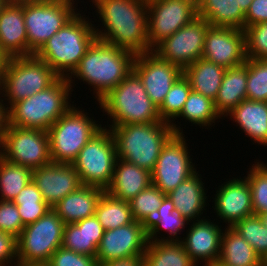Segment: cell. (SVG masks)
I'll use <instances>...</instances> for the list:
<instances>
[{
  "label": "cell",
  "instance_id": "obj_18",
  "mask_svg": "<svg viewBox=\"0 0 267 266\" xmlns=\"http://www.w3.org/2000/svg\"><path fill=\"white\" fill-rule=\"evenodd\" d=\"M202 58L226 69L245 63L244 30L210 26L205 36Z\"/></svg>",
  "mask_w": 267,
  "mask_h": 266
},
{
  "label": "cell",
  "instance_id": "obj_50",
  "mask_svg": "<svg viewBox=\"0 0 267 266\" xmlns=\"http://www.w3.org/2000/svg\"><path fill=\"white\" fill-rule=\"evenodd\" d=\"M8 107L9 106L4 103V98L1 99L0 97V131H7L9 125Z\"/></svg>",
  "mask_w": 267,
  "mask_h": 266
},
{
  "label": "cell",
  "instance_id": "obj_45",
  "mask_svg": "<svg viewBox=\"0 0 267 266\" xmlns=\"http://www.w3.org/2000/svg\"><path fill=\"white\" fill-rule=\"evenodd\" d=\"M46 266H98L95 257L76 253L59 247L50 257Z\"/></svg>",
  "mask_w": 267,
  "mask_h": 266
},
{
  "label": "cell",
  "instance_id": "obj_10",
  "mask_svg": "<svg viewBox=\"0 0 267 266\" xmlns=\"http://www.w3.org/2000/svg\"><path fill=\"white\" fill-rule=\"evenodd\" d=\"M74 3V0L24 1L28 56L36 54L77 13Z\"/></svg>",
  "mask_w": 267,
  "mask_h": 266
},
{
  "label": "cell",
  "instance_id": "obj_2",
  "mask_svg": "<svg viewBox=\"0 0 267 266\" xmlns=\"http://www.w3.org/2000/svg\"><path fill=\"white\" fill-rule=\"evenodd\" d=\"M134 58L133 52L96 38L67 79L70 84L74 81L72 76L85 81L99 101L132 71Z\"/></svg>",
  "mask_w": 267,
  "mask_h": 266
},
{
  "label": "cell",
  "instance_id": "obj_46",
  "mask_svg": "<svg viewBox=\"0 0 267 266\" xmlns=\"http://www.w3.org/2000/svg\"><path fill=\"white\" fill-rule=\"evenodd\" d=\"M10 264H12L11 266L18 265L17 238L10 233L0 231V266H9Z\"/></svg>",
  "mask_w": 267,
  "mask_h": 266
},
{
  "label": "cell",
  "instance_id": "obj_31",
  "mask_svg": "<svg viewBox=\"0 0 267 266\" xmlns=\"http://www.w3.org/2000/svg\"><path fill=\"white\" fill-rule=\"evenodd\" d=\"M188 221L182 214L175 209V206L169 196H165L161 206L158 208L157 214L154 219L147 225V241L148 242H158V241H180L179 236ZM160 229H162L170 234L167 239L158 238ZM178 236V237H177ZM173 237V238H172ZM176 238V239H174Z\"/></svg>",
  "mask_w": 267,
  "mask_h": 266
},
{
  "label": "cell",
  "instance_id": "obj_26",
  "mask_svg": "<svg viewBox=\"0 0 267 266\" xmlns=\"http://www.w3.org/2000/svg\"><path fill=\"white\" fill-rule=\"evenodd\" d=\"M254 143L267 146V102L241 101L229 114ZM256 141V142H255Z\"/></svg>",
  "mask_w": 267,
  "mask_h": 266
},
{
  "label": "cell",
  "instance_id": "obj_11",
  "mask_svg": "<svg viewBox=\"0 0 267 266\" xmlns=\"http://www.w3.org/2000/svg\"><path fill=\"white\" fill-rule=\"evenodd\" d=\"M117 159L115 141L105 125L86 143L72 164L82 185L106 190L111 184Z\"/></svg>",
  "mask_w": 267,
  "mask_h": 266
},
{
  "label": "cell",
  "instance_id": "obj_32",
  "mask_svg": "<svg viewBox=\"0 0 267 266\" xmlns=\"http://www.w3.org/2000/svg\"><path fill=\"white\" fill-rule=\"evenodd\" d=\"M143 266H197L181 241L148 242Z\"/></svg>",
  "mask_w": 267,
  "mask_h": 266
},
{
  "label": "cell",
  "instance_id": "obj_19",
  "mask_svg": "<svg viewBox=\"0 0 267 266\" xmlns=\"http://www.w3.org/2000/svg\"><path fill=\"white\" fill-rule=\"evenodd\" d=\"M32 180L50 207L82 185L73 164L65 163L52 162L33 169Z\"/></svg>",
  "mask_w": 267,
  "mask_h": 266
},
{
  "label": "cell",
  "instance_id": "obj_39",
  "mask_svg": "<svg viewBox=\"0 0 267 266\" xmlns=\"http://www.w3.org/2000/svg\"><path fill=\"white\" fill-rule=\"evenodd\" d=\"M232 228L238 232L262 258L267 253V228L259 215H251L236 222Z\"/></svg>",
  "mask_w": 267,
  "mask_h": 266
},
{
  "label": "cell",
  "instance_id": "obj_21",
  "mask_svg": "<svg viewBox=\"0 0 267 266\" xmlns=\"http://www.w3.org/2000/svg\"><path fill=\"white\" fill-rule=\"evenodd\" d=\"M221 226L206 218L193 221L185 239H181L186 253L197 264L201 260L208 266L218 261L220 257L222 229Z\"/></svg>",
  "mask_w": 267,
  "mask_h": 266
},
{
  "label": "cell",
  "instance_id": "obj_33",
  "mask_svg": "<svg viewBox=\"0 0 267 266\" xmlns=\"http://www.w3.org/2000/svg\"><path fill=\"white\" fill-rule=\"evenodd\" d=\"M95 216L105 231L128 225L134 221L129 202L114 198L106 191L97 204Z\"/></svg>",
  "mask_w": 267,
  "mask_h": 266
},
{
  "label": "cell",
  "instance_id": "obj_15",
  "mask_svg": "<svg viewBox=\"0 0 267 266\" xmlns=\"http://www.w3.org/2000/svg\"><path fill=\"white\" fill-rule=\"evenodd\" d=\"M209 27L210 24L198 16L162 41L153 52L162 60L184 70L202 58L205 36Z\"/></svg>",
  "mask_w": 267,
  "mask_h": 266
},
{
  "label": "cell",
  "instance_id": "obj_5",
  "mask_svg": "<svg viewBox=\"0 0 267 266\" xmlns=\"http://www.w3.org/2000/svg\"><path fill=\"white\" fill-rule=\"evenodd\" d=\"M98 102L110 120L112 118L109 128L161 121L158 107L150 100L141 78L133 69Z\"/></svg>",
  "mask_w": 267,
  "mask_h": 266
},
{
  "label": "cell",
  "instance_id": "obj_27",
  "mask_svg": "<svg viewBox=\"0 0 267 266\" xmlns=\"http://www.w3.org/2000/svg\"><path fill=\"white\" fill-rule=\"evenodd\" d=\"M247 59L246 62L225 71L214 106L220 117L229 114L241 101L247 99Z\"/></svg>",
  "mask_w": 267,
  "mask_h": 266
},
{
  "label": "cell",
  "instance_id": "obj_25",
  "mask_svg": "<svg viewBox=\"0 0 267 266\" xmlns=\"http://www.w3.org/2000/svg\"><path fill=\"white\" fill-rule=\"evenodd\" d=\"M202 178L196 171L188 179L181 182L173 191L167 194L172 200L175 209H177L183 217L191 222L201 217L206 207V190ZM197 217V218H196Z\"/></svg>",
  "mask_w": 267,
  "mask_h": 266
},
{
  "label": "cell",
  "instance_id": "obj_53",
  "mask_svg": "<svg viewBox=\"0 0 267 266\" xmlns=\"http://www.w3.org/2000/svg\"><path fill=\"white\" fill-rule=\"evenodd\" d=\"M253 0H238L239 6L244 14L248 11V8Z\"/></svg>",
  "mask_w": 267,
  "mask_h": 266
},
{
  "label": "cell",
  "instance_id": "obj_55",
  "mask_svg": "<svg viewBox=\"0 0 267 266\" xmlns=\"http://www.w3.org/2000/svg\"><path fill=\"white\" fill-rule=\"evenodd\" d=\"M261 266H267V253L261 258Z\"/></svg>",
  "mask_w": 267,
  "mask_h": 266
},
{
  "label": "cell",
  "instance_id": "obj_58",
  "mask_svg": "<svg viewBox=\"0 0 267 266\" xmlns=\"http://www.w3.org/2000/svg\"><path fill=\"white\" fill-rule=\"evenodd\" d=\"M17 266H46V265H17Z\"/></svg>",
  "mask_w": 267,
  "mask_h": 266
},
{
  "label": "cell",
  "instance_id": "obj_4",
  "mask_svg": "<svg viewBox=\"0 0 267 266\" xmlns=\"http://www.w3.org/2000/svg\"><path fill=\"white\" fill-rule=\"evenodd\" d=\"M83 16L77 12L35 54L60 77L68 78L72 74L97 38L94 24Z\"/></svg>",
  "mask_w": 267,
  "mask_h": 266
},
{
  "label": "cell",
  "instance_id": "obj_51",
  "mask_svg": "<svg viewBox=\"0 0 267 266\" xmlns=\"http://www.w3.org/2000/svg\"><path fill=\"white\" fill-rule=\"evenodd\" d=\"M8 59L9 58L0 49V82H1V79L3 77V73L5 71Z\"/></svg>",
  "mask_w": 267,
  "mask_h": 266
},
{
  "label": "cell",
  "instance_id": "obj_34",
  "mask_svg": "<svg viewBox=\"0 0 267 266\" xmlns=\"http://www.w3.org/2000/svg\"><path fill=\"white\" fill-rule=\"evenodd\" d=\"M191 91L192 89L188 79L184 76V74H182L175 81L166 95L164 102L158 108L161 121L171 124L175 134H183V130H181L180 126H177L172 121H175L176 118H179L182 108Z\"/></svg>",
  "mask_w": 267,
  "mask_h": 266
},
{
  "label": "cell",
  "instance_id": "obj_20",
  "mask_svg": "<svg viewBox=\"0 0 267 266\" xmlns=\"http://www.w3.org/2000/svg\"><path fill=\"white\" fill-rule=\"evenodd\" d=\"M244 178H232L216 191L214 210L217 217L228 223V227H232L245 217L254 215L251 189L247 178Z\"/></svg>",
  "mask_w": 267,
  "mask_h": 266
},
{
  "label": "cell",
  "instance_id": "obj_16",
  "mask_svg": "<svg viewBox=\"0 0 267 266\" xmlns=\"http://www.w3.org/2000/svg\"><path fill=\"white\" fill-rule=\"evenodd\" d=\"M133 70L141 78L150 100L158 108L175 81L183 74L181 68L162 60L153 51L135 55Z\"/></svg>",
  "mask_w": 267,
  "mask_h": 266
},
{
  "label": "cell",
  "instance_id": "obj_7",
  "mask_svg": "<svg viewBox=\"0 0 267 266\" xmlns=\"http://www.w3.org/2000/svg\"><path fill=\"white\" fill-rule=\"evenodd\" d=\"M60 76L35 54L9 58L0 82V94L11 107L53 85Z\"/></svg>",
  "mask_w": 267,
  "mask_h": 266
},
{
  "label": "cell",
  "instance_id": "obj_49",
  "mask_svg": "<svg viewBox=\"0 0 267 266\" xmlns=\"http://www.w3.org/2000/svg\"><path fill=\"white\" fill-rule=\"evenodd\" d=\"M98 266H143V256H135L118 260H111Z\"/></svg>",
  "mask_w": 267,
  "mask_h": 266
},
{
  "label": "cell",
  "instance_id": "obj_38",
  "mask_svg": "<svg viewBox=\"0 0 267 266\" xmlns=\"http://www.w3.org/2000/svg\"><path fill=\"white\" fill-rule=\"evenodd\" d=\"M166 195L152 184L129 201L132 217L146 226L154 219Z\"/></svg>",
  "mask_w": 267,
  "mask_h": 266
},
{
  "label": "cell",
  "instance_id": "obj_17",
  "mask_svg": "<svg viewBox=\"0 0 267 266\" xmlns=\"http://www.w3.org/2000/svg\"><path fill=\"white\" fill-rule=\"evenodd\" d=\"M147 226L138 221L106 230L97 248L98 264L111 260L143 256L147 247Z\"/></svg>",
  "mask_w": 267,
  "mask_h": 266
},
{
  "label": "cell",
  "instance_id": "obj_30",
  "mask_svg": "<svg viewBox=\"0 0 267 266\" xmlns=\"http://www.w3.org/2000/svg\"><path fill=\"white\" fill-rule=\"evenodd\" d=\"M220 257L225 266H261V257L232 227L223 230Z\"/></svg>",
  "mask_w": 267,
  "mask_h": 266
},
{
  "label": "cell",
  "instance_id": "obj_44",
  "mask_svg": "<svg viewBox=\"0 0 267 266\" xmlns=\"http://www.w3.org/2000/svg\"><path fill=\"white\" fill-rule=\"evenodd\" d=\"M23 228L17 205L13 201L0 200V231L18 238Z\"/></svg>",
  "mask_w": 267,
  "mask_h": 266
},
{
  "label": "cell",
  "instance_id": "obj_57",
  "mask_svg": "<svg viewBox=\"0 0 267 266\" xmlns=\"http://www.w3.org/2000/svg\"><path fill=\"white\" fill-rule=\"evenodd\" d=\"M208 266H225V265H223V264H221L219 261H217V262H215V263H213V264H210V265H208Z\"/></svg>",
  "mask_w": 267,
  "mask_h": 266
},
{
  "label": "cell",
  "instance_id": "obj_56",
  "mask_svg": "<svg viewBox=\"0 0 267 266\" xmlns=\"http://www.w3.org/2000/svg\"><path fill=\"white\" fill-rule=\"evenodd\" d=\"M7 2H8V0H0V12L3 9V7L6 5Z\"/></svg>",
  "mask_w": 267,
  "mask_h": 266
},
{
  "label": "cell",
  "instance_id": "obj_41",
  "mask_svg": "<svg viewBox=\"0 0 267 266\" xmlns=\"http://www.w3.org/2000/svg\"><path fill=\"white\" fill-rule=\"evenodd\" d=\"M247 174L255 215L267 213V165L255 162Z\"/></svg>",
  "mask_w": 267,
  "mask_h": 266
},
{
  "label": "cell",
  "instance_id": "obj_12",
  "mask_svg": "<svg viewBox=\"0 0 267 266\" xmlns=\"http://www.w3.org/2000/svg\"><path fill=\"white\" fill-rule=\"evenodd\" d=\"M196 17L197 0H148L149 52Z\"/></svg>",
  "mask_w": 267,
  "mask_h": 266
},
{
  "label": "cell",
  "instance_id": "obj_59",
  "mask_svg": "<svg viewBox=\"0 0 267 266\" xmlns=\"http://www.w3.org/2000/svg\"><path fill=\"white\" fill-rule=\"evenodd\" d=\"M8 1H18L19 2V1H25V0H8Z\"/></svg>",
  "mask_w": 267,
  "mask_h": 266
},
{
  "label": "cell",
  "instance_id": "obj_54",
  "mask_svg": "<svg viewBox=\"0 0 267 266\" xmlns=\"http://www.w3.org/2000/svg\"><path fill=\"white\" fill-rule=\"evenodd\" d=\"M263 225L267 228V213L258 214Z\"/></svg>",
  "mask_w": 267,
  "mask_h": 266
},
{
  "label": "cell",
  "instance_id": "obj_28",
  "mask_svg": "<svg viewBox=\"0 0 267 266\" xmlns=\"http://www.w3.org/2000/svg\"><path fill=\"white\" fill-rule=\"evenodd\" d=\"M197 12L212 27L244 30L245 14L238 0H197Z\"/></svg>",
  "mask_w": 267,
  "mask_h": 266
},
{
  "label": "cell",
  "instance_id": "obj_42",
  "mask_svg": "<svg viewBox=\"0 0 267 266\" xmlns=\"http://www.w3.org/2000/svg\"><path fill=\"white\" fill-rule=\"evenodd\" d=\"M62 246L79 254L96 257L97 247L89 241L86 234V218L65 224Z\"/></svg>",
  "mask_w": 267,
  "mask_h": 266
},
{
  "label": "cell",
  "instance_id": "obj_9",
  "mask_svg": "<svg viewBox=\"0 0 267 266\" xmlns=\"http://www.w3.org/2000/svg\"><path fill=\"white\" fill-rule=\"evenodd\" d=\"M64 227L52 208L36 222L24 226L17 238L18 265H46L62 246Z\"/></svg>",
  "mask_w": 267,
  "mask_h": 266
},
{
  "label": "cell",
  "instance_id": "obj_14",
  "mask_svg": "<svg viewBox=\"0 0 267 266\" xmlns=\"http://www.w3.org/2000/svg\"><path fill=\"white\" fill-rule=\"evenodd\" d=\"M186 144L184 134H174L163 146L151 172L152 185L165 195L196 172Z\"/></svg>",
  "mask_w": 267,
  "mask_h": 266
},
{
  "label": "cell",
  "instance_id": "obj_23",
  "mask_svg": "<svg viewBox=\"0 0 267 266\" xmlns=\"http://www.w3.org/2000/svg\"><path fill=\"white\" fill-rule=\"evenodd\" d=\"M151 184L150 171L117 159L111 184L105 191L114 198L129 202Z\"/></svg>",
  "mask_w": 267,
  "mask_h": 266
},
{
  "label": "cell",
  "instance_id": "obj_47",
  "mask_svg": "<svg viewBox=\"0 0 267 266\" xmlns=\"http://www.w3.org/2000/svg\"><path fill=\"white\" fill-rule=\"evenodd\" d=\"M267 21V0H253L245 14L244 29Z\"/></svg>",
  "mask_w": 267,
  "mask_h": 266
},
{
  "label": "cell",
  "instance_id": "obj_1",
  "mask_svg": "<svg viewBox=\"0 0 267 266\" xmlns=\"http://www.w3.org/2000/svg\"><path fill=\"white\" fill-rule=\"evenodd\" d=\"M92 3L105 27L103 32L94 25L97 39L135 55L149 52L146 0H92Z\"/></svg>",
  "mask_w": 267,
  "mask_h": 266
},
{
  "label": "cell",
  "instance_id": "obj_36",
  "mask_svg": "<svg viewBox=\"0 0 267 266\" xmlns=\"http://www.w3.org/2000/svg\"><path fill=\"white\" fill-rule=\"evenodd\" d=\"M13 202L17 205L24 226L36 222L51 209L33 180L19 192Z\"/></svg>",
  "mask_w": 267,
  "mask_h": 266
},
{
  "label": "cell",
  "instance_id": "obj_6",
  "mask_svg": "<svg viewBox=\"0 0 267 266\" xmlns=\"http://www.w3.org/2000/svg\"><path fill=\"white\" fill-rule=\"evenodd\" d=\"M72 91L68 79L60 77L47 89L8 107L9 125L47 131L72 107L68 102Z\"/></svg>",
  "mask_w": 267,
  "mask_h": 266
},
{
  "label": "cell",
  "instance_id": "obj_29",
  "mask_svg": "<svg viewBox=\"0 0 267 266\" xmlns=\"http://www.w3.org/2000/svg\"><path fill=\"white\" fill-rule=\"evenodd\" d=\"M226 70L220 65L200 58L185 68L183 74L188 79L192 91L214 101Z\"/></svg>",
  "mask_w": 267,
  "mask_h": 266
},
{
  "label": "cell",
  "instance_id": "obj_35",
  "mask_svg": "<svg viewBox=\"0 0 267 266\" xmlns=\"http://www.w3.org/2000/svg\"><path fill=\"white\" fill-rule=\"evenodd\" d=\"M32 169L6 161H0V200L13 201L32 180Z\"/></svg>",
  "mask_w": 267,
  "mask_h": 266
},
{
  "label": "cell",
  "instance_id": "obj_8",
  "mask_svg": "<svg viewBox=\"0 0 267 266\" xmlns=\"http://www.w3.org/2000/svg\"><path fill=\"white\" fill-rule=\"evenodd\" d=\"M101 126L73 105L47 130L52 162L72 164Z\"/></svg>",
  "mask_w": 267,
  "mask_h": 266
},
{
  "label": "cell",
  "instance_id": "obj_22",
  "mask_svg": "<svg viewBox=\"0 0 267 266\" xmlns=\"http://www.w3.org/2000/svg\"><path fill=\"white\" fill-rule=\"evenodd\" d=\"M0 49L8 58L28 56L24 1H8L1 10Z\"/></svg>",
  "mask_w": 267,
  "mask_h": 266
},
{
  "label": "cell",
  "instance_id": "obj_37",
  "mask_svg": "<svg viewBox=\"0 0 267 266\" xmlns=\"http://www.w3.org/2000/svg\"><path fill=\"white\" fill-rule=\"evenodd\" d=\"M180 116L200 127L210 126L221 118L216 112L214 101L194 91L190 92Z\"/></svg>",
  "mask_w": 267,
  "mask_h": 266
},
{
  "label": "cell",
  "instance_id": "obj_40",
  "mask_svg": "<svg viewBox=\"0 0 267 266\" xmlns=\"http://www.w3.org/2000/svg\"><path fill=\"white\" fill-rule=\"evenodd\" d=\"M247 99L267 102V59H247Z\"/></svg>",
  "mask_w": 267,
  "mask_h": 266
},
{
  "label": "cell",
  "instance_id": "obj_48",
  "mask_svg": "<svg viewBox=\"0 0 267 266\" xmlns=\"http://www.w3.org/2000/svg\"><path fill=\"white\" fill-rule=\"evenodd\" d=\"M104 232L105 230L103 226L100 224L95 215L86 218L87 237L97 248L100 245Z\"/></svg>",
  "mask_w": 267,
  "mask_h": 266
},
{
  "label": "cell",
  "instance_id": "obj_43",
  "mask_svg": "<svg viewBox=\"0 0 267 266\" xmlns=\"http://www.w3.org/2000/svg\"><path fill=\"white\" fill-rule=\"evenodd\" d=\"M246 58L267 59V21L244 29Z\"/></svg>",
  "mask_w": 267,
  "mask_h": 266
},
{
  "label": "cell",
  "instance_id": "obj_52",
  "mask_svg": "<svg viewBox=\"0 0 267 266\" xmlns=\"http://www.w3.org/2000/svg\"><path fill=\"white\" fill-rule=\"evenodd\" d=\"M5 132L0 131V161L4 159Z\"/></svg>",
  "mask_w": 267,
  "mask_h": 266
},
{
  "label": "cell",
  "instance_id": "obj_24",
  "mask_svg": "<svg viewBox=\"0 0 267 266\" xmlns=\"http://www.w3.org/2000/svg\"><path fill=\"white\" fill-rule=\"evenodd\" d=\"M104 192L105 190L98 187L81 185L51 208L65 224L75 223L95 215L97 204Z\"/></svg>",
  "mask_w": 267,
  "mask_h": 266
},
{
  "label": "cell",
  "instance_id": "obj_13",
  "mask_svg": "<svg viewBox=\"0 0 267 266\" xmlns=\"http://www.w3.org/2000/svg\"><path fill=\"white\" fill-rule=\"evenodd\" d=\"M4 159L32 170L52 163L47 131L8 125L5 132Z\"/></svg>",
  "mask_w": 267,
  "mask_h": 266
},
{
  "label": "cell",
  "instance_id": "obj_3",
  "mask_svg": "<svg viewBox=\"0 0 267 266\" xmlns=\"http://www.w3.org/2000/svg\"><path fill=\"white\" fill-rule=\"evenodd\" d=\"M109 130L115 141L117 158L150 172L163 146L175 134L171 124L164 121L118 125Z\"/></svg>",
  "mask_w": 267,
  "mask_h": 266
}]
</instances>
